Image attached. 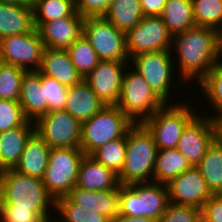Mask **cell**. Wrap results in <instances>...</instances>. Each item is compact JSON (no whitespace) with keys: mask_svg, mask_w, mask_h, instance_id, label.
I'll list each match as a JSON object with an SVG mask.
<instances>
[{"mask_svg":"<svg viewBox=\"0 0 222 222\" xmlns=\"http://www.w3.org/2000/svg\"><path fill=\"white\" fill-rule=\"evenodd\" d=\"M171 53L177 56L174 63H179L176 70L182 81L199 83L218 63L215 29L194 26L185 30L173 37Z\"/></svg>","mask_w":222,"mask_h":222,"instance_id":"1","label":"cell"},{"mask_svg":"<svg viewBox=\"0 0 222 222\" xmlns=\"http://www.w3.org/2000/svg\"><path fill=\"white\" fill-rule=\"evenodd\" d=\"M0 195L1 206L37 211L47 222L54 219L52 208L54 211L56 200L39 178L20 174L13 169L1 171ZM50 209L52 214L49 213Z\"/></svg>","mask_w":222,"mask_h":222,"instance_id":"2","label":"cell"},{"mask_svg":"<svg viewBox=\"0 0 222 222\" xmlns=\"http://www.w3.org/2000/svg\"><path fill=\"white\" fill-rule=\"evenodd\" d=\"M157 151L149 130L142 123L133 124L127 131L126 156L118 175L120 184L154 182Z\"/></svg>","mask_w":222,"mask_h":222,"instance_id":"3","label":"cell"},{"mask_svg":"<svg viewBox=\"0 0 222 222\" xmlns=\"http://www.w3.org/2000/svg\"><path fill=\"white\" fill-rule=\"evenodd\" d=\"M169 203L168 187L156 182L119 186V214L147 217L157 221Z\"/></svg>","mask_w":222,"mask_h":222,"instance_id":"4","label":"cell"},{"mask_svg":"<svg viewBox=\"0 0 222 222\" xmlns=\"http://www.w3.org/2000/svg\"><path fill=\"white\" fill-rule=\"evenodd\" d=\"M164 105L165 103L155 94L144 78L131 65L128 66L123 76L121 94L116 106L134 124H140Z\"/></svg>","mask_w":222,"mask_h":222,"instance_id":"5","label":"cell"},{"mask_svg":"<svg viewBox=\"0 0 222 222\" xmlns=\"http://www.w3.org/2000/svg\"><path fill=\"white\" fill-rule=\"evenodd\" d=\"M191 107L185 101L175 105L170 102L142 123L152 134L158 150L176 148L183 130L198 115Z\"/></svg>","mask_w":222,"mask_h":222,"instance_id":"6","label":"cell"},{"mask_svg":"<svg viewBox=\"0 0 222 222\" xmlns=\"http://www.w3.org/2000/svg\"><path fill=\"white\" fill-rule=\"evenodd\" d=\"M133 124L116 105H106L82 123L79 147L90 155L99 146L122 137Z\"/></svg>","mask_w":222,"mask_h":222,"instance_id":"7","label":"cell"},{"mask_svg":"<svg viewBox=\"0 0 222 222\" xmlns=\"http://www.w3.org/2000/svg\"><path fill=\"white\" fill-rule=\"evenodd\" d=\"M84 155L80 147L50 149L48 166L42 182L55 200L66 196L76 186L79 166Z\"/></svg>","mask_w":222,"mask_h":222,"instance_id":"8","label":"cell"},{"mask_svg":"<svg viewBox=\"0 0 222 222\" xmlns=\"http://www.w3.org/2000/svg\"><path fill=\"white\" fill-rule=\"evenodd\" d=\"M173 57L171 51H157L138 54L129 60L130 63L132 62L129 65L144 78L165 104L167 102L170 104L171 88L177 87L175 83H178L174 82L175 79H173L175 78V75H173L174 69H176Z\"/></svg>","mask_w":222,"mask_h":222,"instance_id":"9","label":"cell"},{"mask_svg":"<svg viewBox=\"0 0 222 222\" xmlns=\"http://www.w3.org/2000/svg\"><path fill=\"white\" fill-rule=\"evenodd\" d=\"M83 35L101 61L129 62L126 33L118 30L104 16L84 18Z\"/></svg>","mask_w":222,"mask_h":222,"instance_id":"10","label":"cell"},{"mask_svg":"<svg viewBox=\"0 0 222 222\" xmlns=\"http://www.w3.org/2000/svg\"><path fill=\"white\" fill-rule=\"evenodd\" d=\"M82 123L65 110L50 111L35 121V132L51 149L79 147Z\"/></svg>","mask_w":222,"mask_h":222,"instance_id":"11","label":"cell"},{"mask_svg":"<svg viewBox=\"0 0 222 222\" xmlns=\"http://www.w3.org/2000/svg\"><path fill=\"white\" fill-rule=\"evenodd\" d=\"M173 36L160 16H144L126 33V48L129 58L142 53L171 51Z\"/></svg>","mask_w":222,"mask_h":222,"instance_id":"12","label":"cell"},{"mask_svg":"<svg viewBox=\"0 0 222 222\" xmlns=\"http://www.w3.org/2000/svg\"><path fill=\"white\" fill-rule=\"evenodd\" d=\"M43 50L44 45L36 28L0 40V60L26 71L40 68Z\"/></svg>","mask_w":222,"mask_h":222,"instance_id":"13","label":"cell"},{"mask_svg":"<svg viewBox=\"0 0 222 222\" xmlns=\"http://www.w3.org/2000/svg\"><path fill=\"white\" fill-rule=\"evenodd\" d=\"M217 139L215 119L198 115L183 130L176 149L196 167L204 158L208 148Z\"/></svg>","mask_w":222,"mask_h":222,"instance_id":"14","label":"cell"},{"mask_svg":"<svg viewBox=\"0 0 222 222\" xmlns=\"http://www.w3.org/2000/svg\"><path fill=\"white\" fill-rule=\"evenodd\" d=\"M169 202L197 209L213 195L197 167H192L172 179L168 184Z\"/></svg>","mask_w":222,"mask_h":222,"instance_id":"15","label":"cell"},{"mask_svg":"<svg viewBox=\"0 0 222 222\" xmlns=\"http://www.w3.org/2000/svg\"><path fill=\"white\" fill-rule=\"evenodd\" d=\"M128 64L130 62L100 61L84 79L105 105L118 103Z\"/></svg>","mask_w":222,"mask_h":222,"instance_id":"16","label":"cell"},{"mask_svg":"<svg viewBox=\"0 0 222 222\" xmlns=\"http://www.w3.org/2000/svg\"><path fill=\"white\" fill-rule=\"evenodd\" d=\"M83 19L76 11L70 17L42 23L37 31L44 48H69L83 34Z\"/></svg>","mask_w":222,"mask_h":222,"instance_id":"17","label":"cell"},{"mask_svg":"<svg viewBox=\"0 0 222 222\" xmlns=\"http://www.w3.org/2000/svg\"><path fill=\"white\" fill-rule=\"evenodd\" d=\"M118 174L99 163L90 155H84L79 166L76 187L89 191L119 190Z\"/></svg>","mask_w":222,"mask_h":222,"instance_id":"18","label":"cell"},{"mask_svg":"<svg viewBox=\"0 0 222 222\" xmlns=\"http://www.w3.org/2000/svg\"><path fill=\"white\" fill-rule=\"evenodd\" d=\"M38 71L67 87L84 80L74 67L66 49L44 48Z\"/></svg>","mask_w":222,"mask_h":222,"instance_id":"19","label":"cell"},{"mask_svg":"<svg viewBox=\"0 0 222 222\" xmlns=\"http://www.w3.org/2000/svg\"><path fill=\"white\" fill-rule=\"evenodd\" d=\"M34 132L35 122L31 120L17 128L0 132V172L14 169L27 140Z\"/></svg>","mask_w":222,"mask_h":222,"instance_id":"20","label":"cell"},{"mask_svg":"<svg viewBox=\"0 0 222 222\" xmlns=\"http://www.w3.org/2000/svg\"><path fill=\"white\" fill-rule=\"evenodd\" d=\"M50 147L34 132L25 144L21 157L13 170L42 180L48 166Z\"/></svg>","mask_w":222,"mask_h":222,"instance_id":"21","label":"cell"},{"mask_svg":"<svg viewBox=\"0 0 222 222\" xmlns=\"http://www.w3.org/2000/svg\"><path fill=\"white\" fill-rule=\"evenodd\" d=\"M105 106L85 80L68 87L64 110L81 123L93 117Z\"/></svg>","mask_w":222,"mask_h":222,"instance_id":"22","label":"cell"},{"mask_svg":"<svg viewBox=\"0 0 222 222\" xmlns=\"http://www.w3.org/2000/svg\"><path fill=\"white\" fill-rule=\"evenodd\" d=\"M19 103L25 116L36 121L47 113V101H45L44 88L41 85V72L26 71L21 82Z\"/></svg>","mask_w":222,"mask_h":222,"instance_id":"23","label":"cell"},{"mask_svg":"<svg viewBox=\"0 0 222 222\" xmlns=\"http://www.w3.org/2000/svg\"><path fill=\"white\" fill-rule=\"evenodd\" d=\"M66 196L74 204L104 214L109 219L119 214V190L89 191L75 186Z\"/></svg>","mask_w":222,"mask_h":222,"instance_id":"24","label":"cell"},{"mask_svg":"<svg viewBox=\"0 0 222 222\" xmlns=\"http://www.w3.org/2000/svg\"><path fill=\"white\" fill-rule=\"evenodd\" d=\"M34 28L31 3L0 2V40L7 36L30 32Z\"/></svg>","mask_w":222,"mask_h":222,"instance_id":"25","label":"cell"},{"mask_svg":"<svg viewBox=\"0 0 222 222\" xmlns=\"http://www.w3.org/2000/svg\"><path fill=\"white\" fill-rule=\"evenodd\" d=\"M192 167L176 148L158 150L154 169V182L167 185L172 179Z\"/></svg>","mask_w":222,"mask_h":222,"instance_id":"26","label":"cell"},{"mask_svg":"<svg viewBox=\"0 0 222 222\" xmlns=\"http://www.w3.org/2000/svg\"><path fill=\"white\" fill-rule=\"evenodd\" d=\"M160 17L173 37L195 26L191 0H167Z\"/></svg>","mask_w":222,"mask_h":222,"instance_id":"27","label":"cell"},{"mask_svg":"<svg viewBox=\"0 0 222 222\" xmlns=\"http://www.w3.org/2000/svg\"><path fill=\"white\" fill-rule=\"evenodd\" d=\"M104 17L118 30L127 33L144 15L140 0H113Z\"/></svg>","mask_w":222,"mask_h":222,"instance_id":"28","label":"cell"},{"mask_svg":"<svg viewBox=\"0 0 222 222\" xmlns=\"http://www.w3.org/2000/svg\"><path fill=\"white\" fill-rule=\"evenodd\" d=\"M213 195L222 194V142L217 138L196 166Z\"/></svg>","mask_w":222,"mask_h":222,"instance_id":"29","label":"cell"},{"mask_svg":"<svg viewBox=\"0 0 222 222\" xmlns=\"http://www.w3.org/2000/svg\"><path fill=\"white\" fill-rule=\"evenodd\" d=\"M31 5L36 29L44 22L70 17L76 12L75 0H32Z\"/></svg>","mask_w":222,"mask_h":222,"instance_id":"30","label":"cell"},{"mask_svg":"<svg viewBox=\"0 0 222 222\" xmlns=\"http://www.w3.org/2000/svg\"><path fill=\"white\" fill-rule=\"evenodd\" d=\"M126 148L127 132L122 137L99 146L90 156L119 175L124 164Z\"/></svg>","mask_w":222,"mask_h":222,"instance_id":"31","label":"cell"},{"mask_svg":"<svg viewBox=\"0 0 222 222\" xmlns=\"http://www.w3.org/2000/svg\"><path fill=\"white\" fill-rule=\"evenodd\" d=\"M66 50L74 67L83 79H85L101 61L83 34Z\"/></svg>","mask_w":222,"mask_h":222,"instance_id":"32","label":"cell"},{"mask_svg":"<svg viewBox=\"0 0 222 222\" xmlns=\"http://www.w3.org/2000/svg\"><path fill=\"white\" fill-rule=\"evenodd\" d=\"M55 210L61 222H110L106 215L74 204L67 196L56 199Z\"/></svg>","mask_w":222,"mask_h":222,"instance_id":"33","label":"cell"},{"mask_svg":"<svg viewBox=\"0 0 222 222\" xmlns=\"http://www.w3.org/2000/svg\"><path fill=\"white\" fill-rule=\"evenodd\" d=\"M196 85L201 86V93L208 100L206 103L212 105L211 108H214L216 113L213 115H206L212 119H215L218 115L222 113V63H217L208 74ZM216 114V115H214Z\"/></svg>","mask_w":222,"mask_h":222,"instance_id":"34","label":"cell"},{"mask_svg":"<svg viewBox=\"0 0 222 222\" xmlns=\"http://www.w3.org/2000/svg\"><path fill=\"white\" fill-rule=\"evenodd\" d=\"M195 26H222V0H191Z\"/></svg>","mask_w":222,"mask_h":222,"instance_id":"35","label":"cell"},{"mask_svg":"<svg viewBox=\"0 0 222 222\" xmlns=\"http://www.w3.org/2000/svg\"><path fill=\"white\" fill-rule=\"evenodd\" d=\"M25 72L26 70L15 65H0V99L19 101Z\"/></svg>","mask_w":222,"mask_h":222,"instance_id":"36","label":"cell"},{"mask_svg":"<svg viewBox=\"0 0 222 222\" xmlns=\"http://www.w3.org/2000/svg\"><path fill=\"white\" fill-rule=\"evenodd\" d=\"M41 85L44 88L45 101H47V113L64 110L68 87L42 73Z\"/></svg>","mask_w":222,"mask_h":222,"instance_id":"37","label":"cell"},{"mask_svg":"<svg viewBox=\"0 0 222 222\" xmlns=\"http://www.w3.org/2000/svg\"><path fill=\"white\" fill-rule=\"evenodd\" d=\"M28 120L19 101L0 99V132L22 126Z\"/></svg>","mask_w":222,"mask_h":222,"instance_id":"38","label":"cell"},{"mask_svg":"<svg viewBox=\"0 0 222 222\" xmlns=\"http://www.w3.org/2000/svg\"><path fill=\"white\" fill-rule=\"evenodd\" d=\"M156 222H201V210L169 202L166 211Z\"/></svg>","mask_w":222,"mask_h":222,"instance_id":"39","label":"cell"},{"mask_svg":"<svg viewBox=\"0 0 222 222\" xmlns=\"http://www.w3.org/2000/svg\"><path fill=\"white\" fill-rule=\"evenodd\" d=\"M0 222H47L37 211L1 206Z\"/></svg>","mask_w":222,"mask_h":222,"instance_id":"40","label":"cell"},{"mask_svg":"<svg viewBox=\"0 0 222 222\" xmlns=\"http://www.w3.org/2000/svg\"><path fill=\"white\" fill-rule=\"evenodd\" d=\"M113 0H75L76 11L83 17L104 16Z\"/></svg>","mask_w":222,"mask_h":222,"instance_id":"41","label":"cell"},{"mask_svg":"<svg viewBox=\"0 0 222 222\" xmlns=\"http://www.w3.org/2000/svg\"><path fill=\"white\" fill-rule=\"evenodd\" d=\"M202 222H222V194L212 195L201 208Z\"/></svg>","mask_w":222,"mask_h":222,"instance_id":"42","label":"cell"},{"mask_svg":"<svg viewBox=\"0 0 222 222\" xmlns=\"http://www.w3.org/2000/svg\"><path fill=\"white\" fill-rule=\"evenodd\" d=\"M167 0H140L144 16H160Z\"/></svg>","mask_w":222,"mask_h":222,"instance_id":"43","label":"cell"},{"mask_svg":"<svg viewBox=\"0 0 222 222\" xmlns=\"http://www.w3.org/2000/svg\"><path fill=\"white\" fill-rule=\"evenodd\" d=\"M110 222H156L155 220L147 217H130L127 215H120L117 214L112 219H110Z\"/></svg>","mask_w":222,"mask_h":222,"instance_id":"44","label":"cell"},{"mask_svg":"<svg viewBox=\"0 0 222 222\" xmlns=\"http://www.w3.org/2000/svg\"><path fill=\"white\" fill-rule=\"evenodd\" d=\"M216 32V49L217 61L222 63V26L215 29ZM220 60V61H219Z\"/></svg>","mask_w":222,"mask_h":222,"instance_id":"45","label":"cell"},{"mask_svg":"<svg viewBox=\"0 0 222 222\" xmlns=\"http://www.w3.org/2000/svg\"><path fill=\"white\" fill-rule=\"evenodd\" d=\"M217 126V138L222 142V113L215 118Z\"/></svg>","mask_w":222,"mask_h":222,"instance_id":"46","label":"cell"},{"mask_svg":"<svg viewBox=\"0 0 222 222\" xmlns=\"http://www.w3.org/2000/svg\"><path fill=\"white\" fill-rule=\"evenodd\" d=\"M3 3H11V4H27L31 3L30 0H0Z\"/></svg>","mask_w":222,"mask_h":222,"instance_id":"47","label":"cell"},{"mask_svg":"<svg viewBox=\"0 0 222 222\" xmlns=\"http://www.w3.org/2000/svg\"><path fill=\"white\" fill-rule=\"evenodd\" d=\"M54 218H55V220H56V221H55V220H53V221H52V220H50L49 222H61V221H60L58 218L56 219V217H55V216H54Z\"/></svg>","mask_w":222,"mask_h":222,"instance_id":"48","label":"cell"},{"mask_svg":"<svg viewBox=\"0 0 222 222\" xmlns=\"http://www.w3.org/2000/svg\"><path fill=\"white\" fill-rule=\"evenodd\" d=\"M0 213H1V195H0Z\"/></svg>","mask_w":222,"mask_h":222,"instance_id":"49","label":"cell"}]
</instances>
